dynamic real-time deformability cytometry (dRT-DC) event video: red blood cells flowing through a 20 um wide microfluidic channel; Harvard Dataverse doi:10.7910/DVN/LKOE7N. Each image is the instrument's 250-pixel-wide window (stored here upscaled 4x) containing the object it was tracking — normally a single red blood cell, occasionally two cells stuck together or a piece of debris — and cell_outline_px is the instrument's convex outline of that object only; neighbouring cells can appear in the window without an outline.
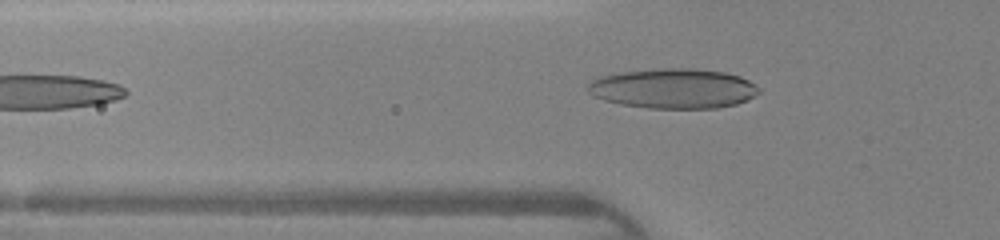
{"species": "human", "species_latin": "Homo sapiens", "temperature_condition": "warm", "stored_images_in_passage": 31, "camera_frame_rate_fps": 3000, "um_per_image_px": 0.085, "donor": {"sex": "female"}, "frame": {"image": 1, "passage_image": 4, "time_ms": 1.0, "image_size_px": [1000, 240], "cell_outline_px": [[760, 92], [736, 104], [716, 108], [648, 108], [620, 104], [604, 100], [592, 96], [588, 92], [588, 84], [592, 80], [600, 76], [620, 72], [656, 68], [692, 68], [724, 72], [740, 76], [748, 80], [760, 88]], "centroid_in_image_um": [57.2, 7.51], "position_along_channel_um": 68.6, "area_um2": 39.82}}
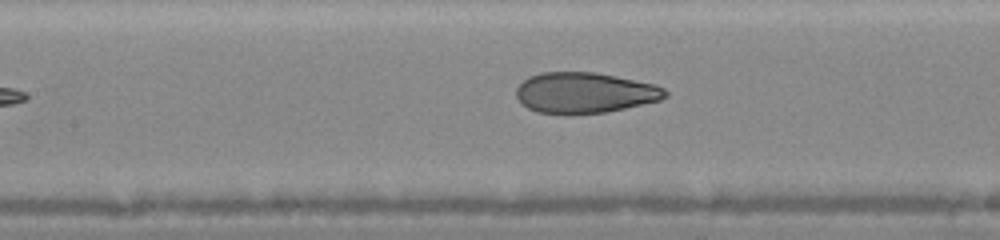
{"frame": {"image": 2, "passage_image": 10, "time_ms": 3.0, "image_size_px": [1000, 240], "cell_outline_px": [[668, 96], [660, 100], [624, 108], [604, 112], [568, 116], [564, 116], [536, 112], [520, 104], [516, 96], [516, 88], [528, 76], [540, 72], [592, 72], [656, 84], [664, 88], [668, 92]], "centroid_in_image_um": [49.65, 7.91], "position_along_channel_um": 157.8, "area_um2": 35.84}}
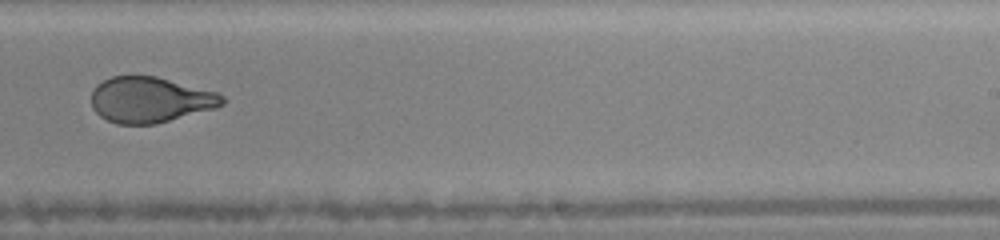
{"frame": {"image": 3, "passage_image": 18, "time_ms": 5.667, "image_size_px": [1000, 240], "cell_outline_px": [[224, 104], [216, 108], [156, 124], [116, 124], [100, 116], [92, 108], [92, 88], [96, 84], [112, 76], [156, 76], [216, 92], [224, 96]], "centroid_in_image_um": [12.75, 8.48], "position_along_channel_um": 276.3, "area_um2": 34.85}}